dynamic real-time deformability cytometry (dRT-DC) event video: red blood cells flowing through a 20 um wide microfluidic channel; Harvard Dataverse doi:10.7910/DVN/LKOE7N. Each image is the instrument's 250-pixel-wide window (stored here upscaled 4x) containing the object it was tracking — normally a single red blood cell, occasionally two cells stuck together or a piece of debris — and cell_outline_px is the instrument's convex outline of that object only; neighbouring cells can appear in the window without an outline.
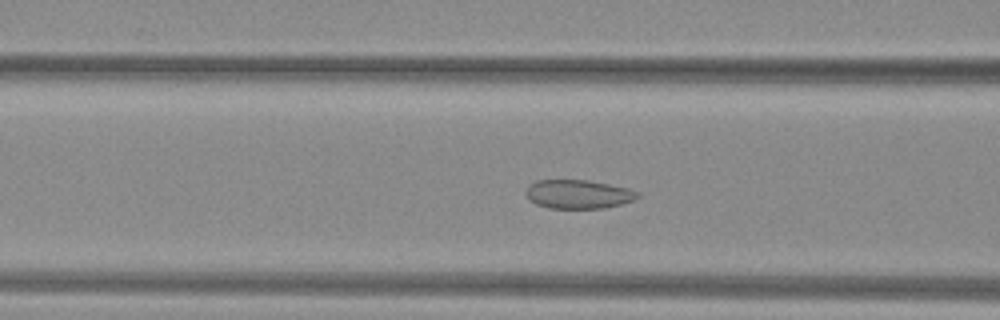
{"species": "common noctule bat (a hibernating species)", "species_latin": "Nyctalus noctula", "temperature_condition": "warm", "stored_images_in_passage": 40, "camera_frame_rate_fps": 3000, "um_per_image_px": 0.085, "animal": {"sex": "female", "body_mass_g": 29.2, "forearm_length_mm": 56.3}, "frame": {"image": 1, "passage_image": 10, "time_ms": 3.0, "image_size_px": [1000, 320], "cell_outline_px": [[640, 196], [636, 200], [604, 208], [548, 208], [536, 204], [528, 200], [524, 192], [528, 184], [536, 180], [588, 180], [628, 188], [640, 192]], "centroid_in_image_um": [49.13, 16.5], "position_along_channel_um": 117.5, "area_um2": 19.02}}
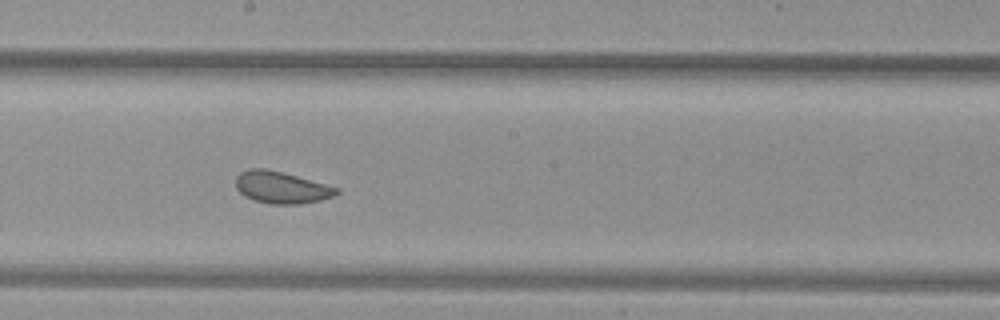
{"frame": {"image": 2, "passage_image": 18, "time_ms": 5.667, "image_size_px": [1000, 320], "cell_outline_px": [[340, 192], [332, 196], [320, 200], [300, 204], [272, 204], [252, 200], [244, 196], [236, 188], [236, 176], [240, 172], [248, 168], [264, 168], [296, 176], [340, 188]], "centroid_in_image_um": [23.89, 15.94], "position_along_channel_um": 224.3, "area_um2": 18.67}}
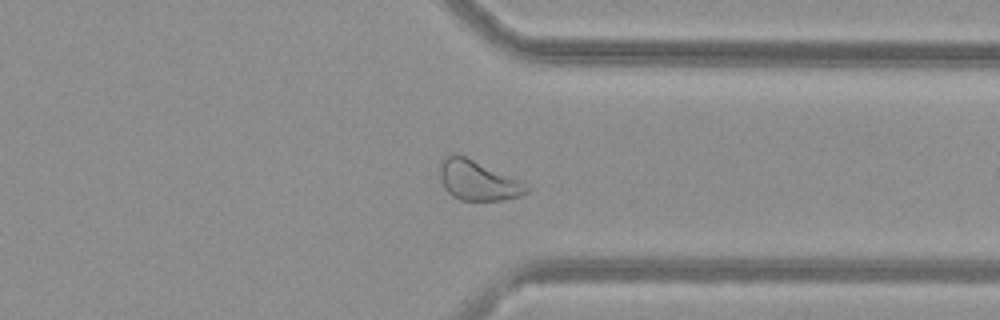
{"frame": {"image": 3, "passage_image": 29, "time_ms": 9.333, "image_size_px": [1000, 320], "cell_outline_px": [[532, 188], [528, 192], [520, 196], [500, 200], [460, 200], [452, 196], [444, 188], [440, 180], [440, 164], [444, 156], [464, 156], [532, 184]], "centroid_in_image_um": [40.69, 15.36], "position_along_channel_um": 370.7, "area_um2": 20.29}, "authors_computed_cell_mechanics": {"area_um2": 20.23, "velocity_mm_per_s": 4.0063, "shape_relaxation_time_tau1_ms": 10.7887, "shape_relaxation_time_tau2_ms": 1.0472, "deformation_change_tau1": 0.1559, "deformation_change_tau2": 0.0691}}